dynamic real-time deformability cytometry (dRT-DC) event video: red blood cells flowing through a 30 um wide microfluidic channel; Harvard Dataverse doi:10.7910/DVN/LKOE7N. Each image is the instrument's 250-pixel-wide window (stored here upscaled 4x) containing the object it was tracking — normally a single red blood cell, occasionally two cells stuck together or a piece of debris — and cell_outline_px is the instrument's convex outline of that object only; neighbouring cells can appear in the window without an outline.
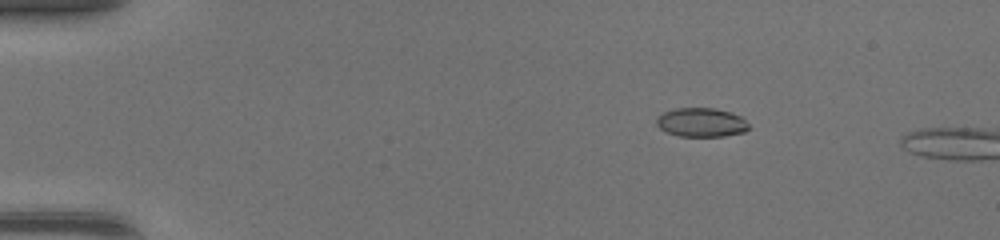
{"species": "common noctule bat (a hibernating species)", "species_latin": "Nyctalus noctula", "temperature_condition": "warm", "stored_images_in_passage": 13, "camera_frame_rate_fps": 3000, "um_per_image_px": 0.085, "animal": {"sex": "female", "body_mass_g": 17.0, "forearm_length_mm": 48.0}, "frame": {"image": 1, "passage_image": 4, "time_ms": 1.0, "image_size_px": [1000, 240], "cell_outline_px": [[748, 128], [744, 132], [724, 136], [680, 136], [664, 132], [656, 124], [656, 116], [664, 112], [676, 108], [712, 108], [728, 112], [740, 116], [748, 124]], "centroid_in_image_um": [59.55, 10.41], "position_along_channel_um": 25.4, "area_um2": 15.49}}